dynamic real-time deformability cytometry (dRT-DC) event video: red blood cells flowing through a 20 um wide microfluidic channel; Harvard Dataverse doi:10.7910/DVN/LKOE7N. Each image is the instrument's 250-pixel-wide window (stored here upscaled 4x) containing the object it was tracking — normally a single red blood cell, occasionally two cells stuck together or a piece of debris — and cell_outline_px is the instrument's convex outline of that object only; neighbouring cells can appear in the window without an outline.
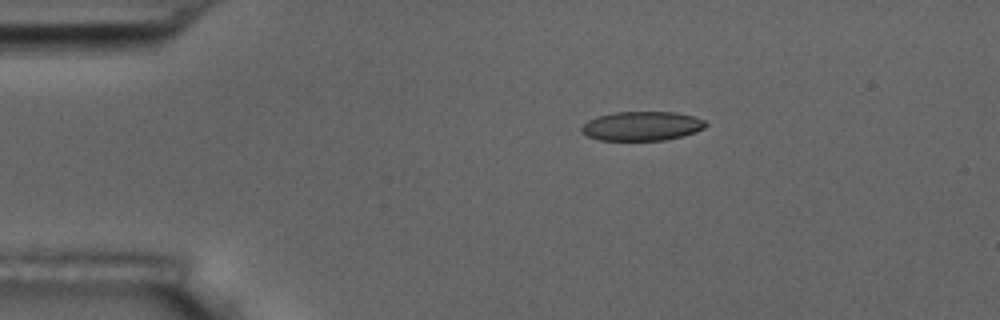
{"species": "common noctule bat (a hibernating species)", "species_latin": "Nyctalus noctula", "temperature_condition": "room temperature", "stored_images_in_passage": 3, "camera_frame_rate_fps": 3000, "um_per_image_px": 0.085, "animal": {"sex": "male", "body_mass_g": 17.5, "forearm_length_mm": 52.3}, "frame": {"image": 1, "passage_image": 1, "time_ms": 0.0, "image_size_px": [1000, 320], "cell_outline_px": [[708, 124], [704, 128], [696, 132], [684, 136], [664, 140], [600, 140], [588, 136], [580, 132], [580, 128], [588, 120], [596, 116], [612, 112], [676, 112], [692, 116], [704, 120]], "centroid_in_image_um": [54.55, 10.71], "position_along_channel_um": 30.5, "area_um2": 21.27}}
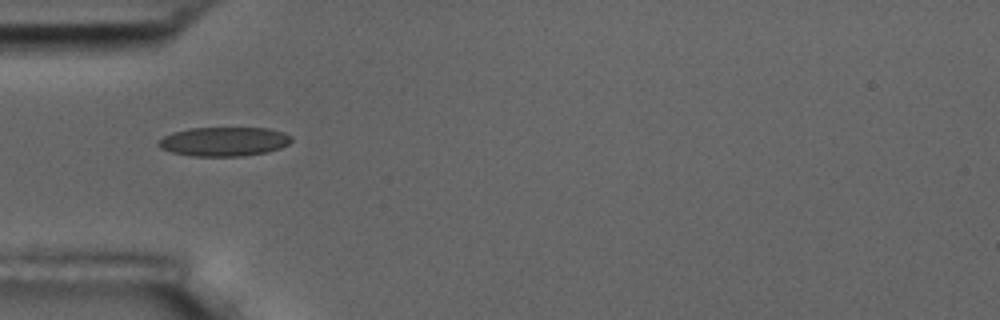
{"frame": {"image": 2, "passage_image": 3, "time_ms": 2.333, "image_size_px": [1000, 320], "cell_outline_px": [[292, 140], [288, 144], [280, 148], [268, 152], [244, 156], [192, 156], [172, 152], [160, 148], [156, 144], [164, 136], [172, 132], [188, 128], [268, 128], [284, 132], [292, 136]], "centroid_in_image_um": [19.05, 12.03], "position_along_channel_um": 66.0, "area_um2": 22.72}}